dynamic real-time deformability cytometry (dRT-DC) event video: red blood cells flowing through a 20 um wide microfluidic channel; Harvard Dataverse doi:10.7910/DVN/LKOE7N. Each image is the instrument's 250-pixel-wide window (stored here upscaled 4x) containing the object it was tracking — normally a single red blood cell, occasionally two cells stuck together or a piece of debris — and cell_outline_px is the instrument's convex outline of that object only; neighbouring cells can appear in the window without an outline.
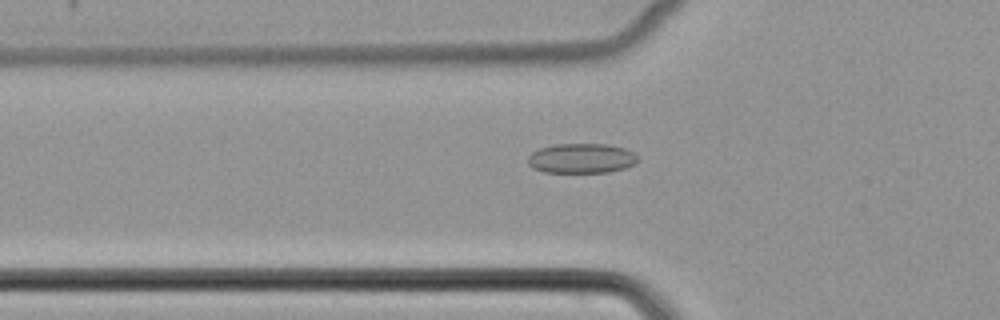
{"species": "common noctule bat (a hibernating species)", "species_latin": "Nyctalus noctula", "temperature_condition": "cold", "stored_images_in_passage": 42, "camera_frame_rate_fps": 3000, "um_per_image_px": 0.085, "animal": {"sex": "female", "body_mass_g": 22.7, "forearm_length_mm": 54.2}, "frame": {"image": 1, "passage_image": 9, "time_ms": 2.667, "image_size_px": [1000, 320], "cell_outline_px": [[640, 160], [636, 164], [624, 168], [608, 172], [544, 172], [532, 168], [528, 164], [528, 156], [532, 152], [540, 148], [552, 144], [608, 144], [624, 148], [636, 152], [640, 156]], "centroid_in_image_um": [49.47, 13.45], "position_along_channel_um": 76.3, "area_um2": 19.42}}
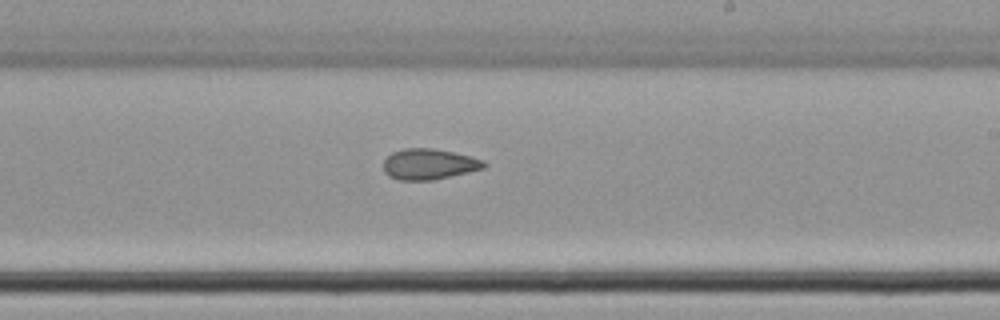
{"frame": {"image": 2, "passage_image": 22, "time_ms": 7.0, "image_size_px": [1000, 320], "cell_outline_px": [[484, 168], [468, 172], [432, 180], [400, 180], [388, 176], [384, 172], [384, 160], [392, 152], [404, 148], [432, 148], [472, 156], [484, 160]], "centroid_in_image_um": [36.44, 13.95], "position_along_channel_um": 252.6, "area_um2": 17.92}}
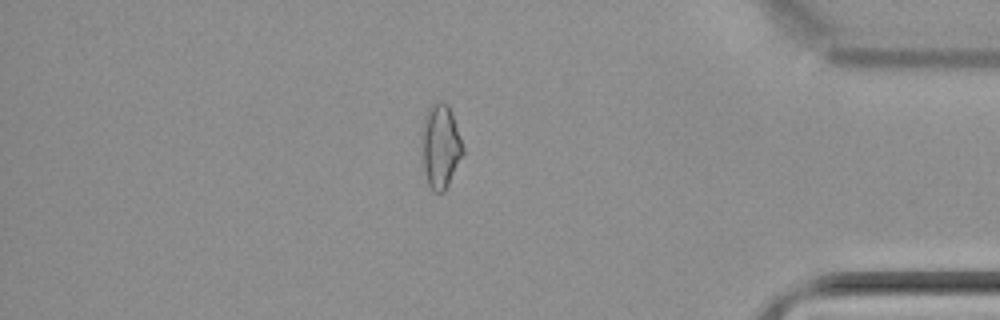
{"frame": {"image": 3, "passage_image": 35, "time_ms": 11.333, "image_size_px": [1000, 320], "cell_outline_px": [[464, 152], [444, 192], [432, 192], [428, 184], [424, 168], [420, 136], [420, 132], [424, 116], [428, 108], [432, 104], [440, 100], [448, 104], [452, 112], [464, 148]], "centroid_in_image_um": [37.42, 12.39], "position_along_channel_um": 397.8, "area_um2": 20.35}}